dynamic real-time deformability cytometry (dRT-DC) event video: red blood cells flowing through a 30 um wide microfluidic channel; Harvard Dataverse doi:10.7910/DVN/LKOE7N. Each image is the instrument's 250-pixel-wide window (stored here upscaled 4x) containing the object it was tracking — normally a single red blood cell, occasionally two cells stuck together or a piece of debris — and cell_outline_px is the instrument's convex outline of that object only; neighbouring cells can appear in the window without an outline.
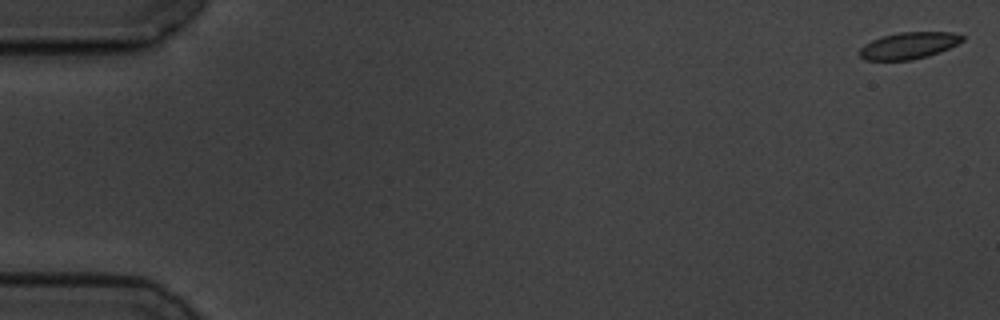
{"species": "common noctule bat (a hibernating species)", "species_latin": "Nyctalus noctula", "temperature_condition": "cold", "stored_images_in_passage": 14, "camera_frame_rate_fps": 3000, "um_per_image_px": 0.085, "animal": {"sex": "male", "body_mass_g": 19.5, "forearm_length_mm": 54.6}, "frame": {"image": 1, "passage_image": 1, "time_ms": 0.0, "image_size_px": [1000, 320], "cell_outline_px": [[964, 40], [948, 48], [928, 56], [912, 60], [864, 60], [860, 56], [860, 48], [864, 44], [880, 36], [900, 32], [952, 32], [964, 36]], "centroid_in_image_um": [77.22, 3.87], "position_along_channel_um": 7.8, "area_um2": 15.95}}